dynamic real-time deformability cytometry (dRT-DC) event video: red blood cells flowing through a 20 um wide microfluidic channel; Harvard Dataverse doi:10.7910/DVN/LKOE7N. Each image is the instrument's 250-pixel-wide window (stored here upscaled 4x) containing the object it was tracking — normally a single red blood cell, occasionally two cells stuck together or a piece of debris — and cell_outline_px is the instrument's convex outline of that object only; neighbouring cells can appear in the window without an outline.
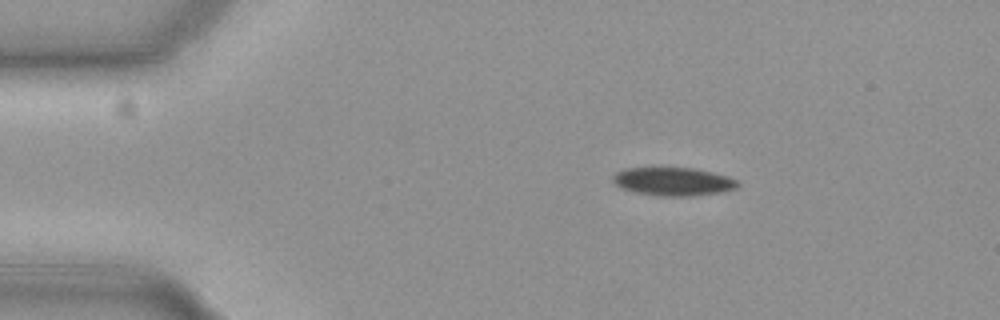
{"species": "common noctule bat (a hibernating species)", "species_latin": "Nyctalus noctula", "temperature_condition": "cold", "stored_images_in_passage": 47, "camera_frame_rate_fps": 3000, "um_per_image_px": 0.085, "animal": {"sex": "female", "body_mass_g": 19.3, "forearm_length_mm": 54.1}, "frame": {"image": 1, "passage_image": 1, "time_ms": 0.0, "image_size_px": [1000, 320], "cell_outline_px": [[740, 184], [736, 188], [720, 192], [692, 196], [660, 196], [636, 192], [620, 188], [612, 180], [612, 176], [616, 172], [624, 168], [660, 164], [692, 168], [712, 172], [728, 176], [736, 180]], "centroid_in_image_um": [57.15, 15.37], "position_along_channel_um": 27.9, "area_um2": 21.5}}
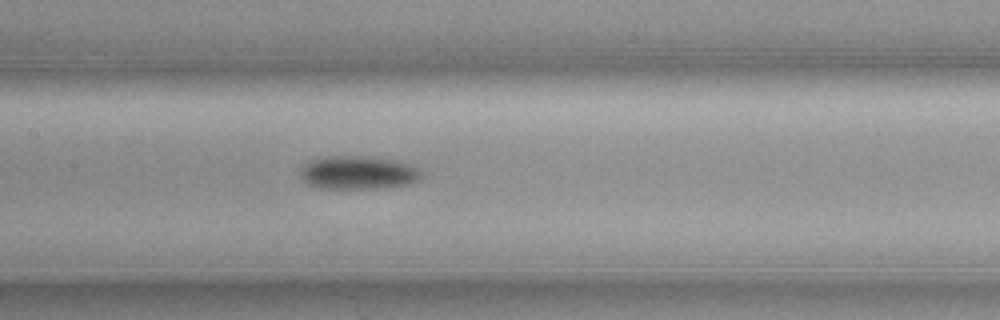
{"frame": {"image": 2, "passage_image": 18, "time_ms": 5.667, "image_size_px": [1000, 320], "cell_outline_px": [[424, 176], [420, 180], [408, 184], [376, 188], [316, 188], [308, 184], [300, 176], [300, 168], [312, 160], [328, 156], [372, 156], [392, 160], [408, 164], [416, 168]], "centroid_in_image_um": [30.43, 14.67], "position_along_channel_um": 177.0, "area_um2": 23.41}}
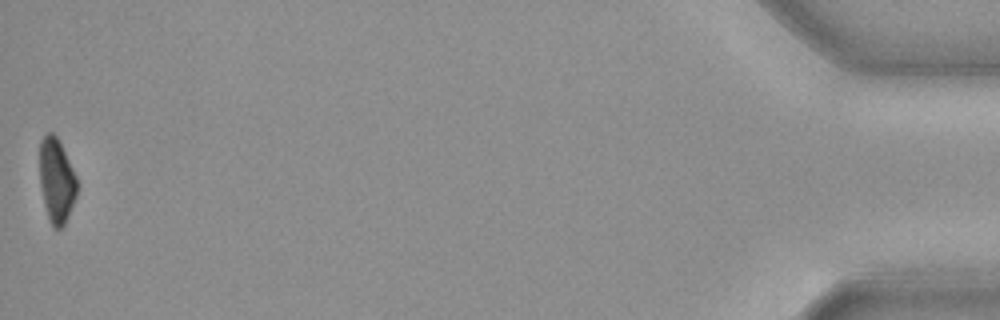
{"frame": {"image": 3, "passage_image": 47, "time_ms": 15.333, "image_size_px": [1000, 320], "cell_outline_px": [[76, 196], [68, 216], [64, 224], [60, 228], [56, 228], [48, 220], [44, 204], [40, 184], [40, 140], [48, 132], [52, 132], [60, 140], [76, 176]], "centroid_in_image_um": [4.79, 15.31], "position_along_channel_um": 430.4, "area_um2": 18.26}, "authors_computed_cell_mechanics": {"area_um2": 21.7906, "velocity_mm_per_s": 3.7061, "shape_relaxation_time_tau1_ms": 6.4516, "shape_relaxation_time_tau2_ms": null, "deformation_change_tau1": 0.1492, "deformation_change_tau2": null}}